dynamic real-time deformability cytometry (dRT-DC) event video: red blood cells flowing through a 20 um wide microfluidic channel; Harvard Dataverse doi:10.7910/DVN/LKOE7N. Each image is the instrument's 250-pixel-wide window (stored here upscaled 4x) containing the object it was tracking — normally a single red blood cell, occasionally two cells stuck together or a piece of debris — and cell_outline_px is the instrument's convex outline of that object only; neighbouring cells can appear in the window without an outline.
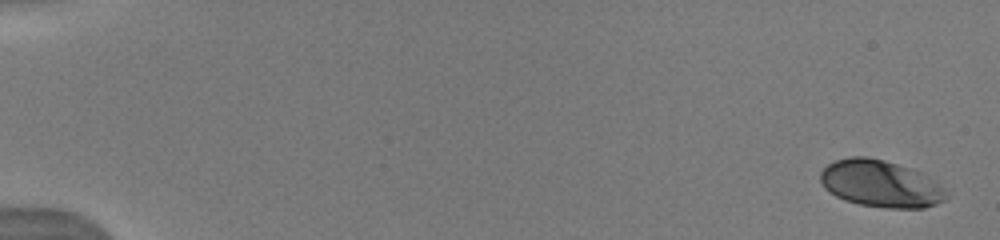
{"species": "human", "species_latin": "Homo sapiens", "temperature_condition": "warm", "stored_images_in_passage": 26, "camera_frame_rate_fps": 3000, "um_per_image_px": 0.085, "donor": {"sex": "male"}, "frame": {"image": 1, "passage_image": 1, "time_ms": 0.0, "image_size_px": [1000, 240], "cell_outline_px": [[948, 196], [944, 200], [936, 204], [924, 208], [884, 208], [860, 204], [844, 200], [836, 196], [824, 188], [820, 180], [820, 172], [828, 164], [836, 160], [848, 156], [868, 156], [884, 160], [920, 172], [928, 176], [944, 188]], "centroid_in_image_um": [74.83, 15.62], "position_along_channel_um": 10.2, "area_um2": 34.45}}
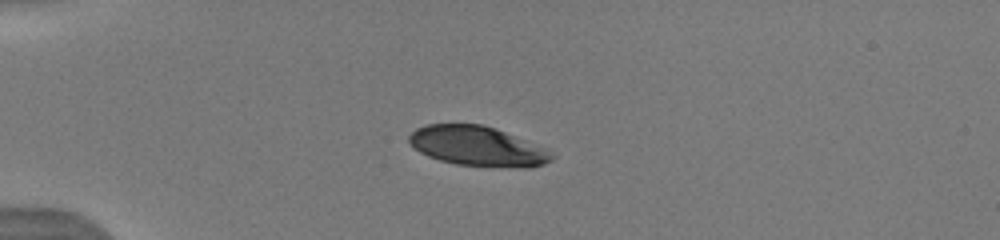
{"frame": {"image": 2, "passage_image": 12, "time_ms": 4.333, "image_size_px": [1000, 240], "cell_outline_px": [[556, 156], [552, 160], [544, 164], [532, 168], [520, 168], [456, 164], [440, 160], [428, 156], [412, 148], [408, 144], [408, 136], [416, 128], [424, 124], [484, 124], [496, 128], [544, 148]], "centroid_in_image_um": [40.56, 12.43], "position_along_channel_um": 44.4, "area_um2": 33.23}}